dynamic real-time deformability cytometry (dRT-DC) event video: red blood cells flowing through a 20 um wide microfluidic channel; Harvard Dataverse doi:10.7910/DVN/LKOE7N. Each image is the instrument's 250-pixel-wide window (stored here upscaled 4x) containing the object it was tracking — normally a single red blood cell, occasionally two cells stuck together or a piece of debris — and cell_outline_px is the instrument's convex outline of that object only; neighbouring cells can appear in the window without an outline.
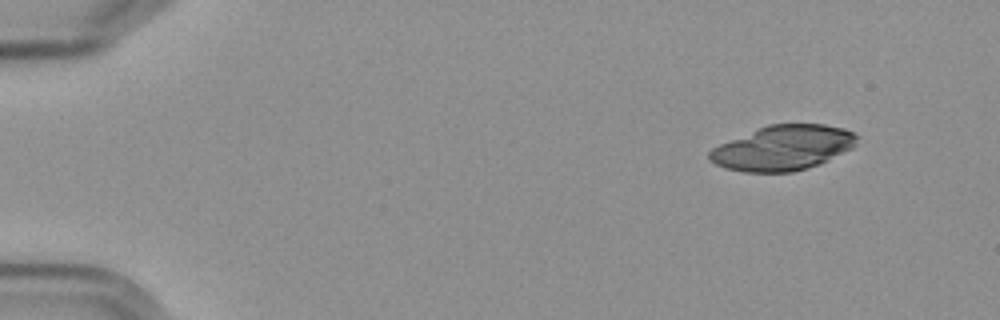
{"species": "Egyptian fruit bat (a non-hibernating species)", "species_latin": "Rousettus aegyptiacus", "temperature_condition": "cold", "stored_images_in_passage": 7, "camera_frame_rate_fps": 3000, "um_per_image_px": 0.085, "frame": {"image": 1, "passage_image": 2, "time_ms": 1.0, "image_size_px": [1000, 320], "cell_outline_px": [[860, 136], [856, 144], [852, 148], [808, 168], [792, 172], [744, 172], [724, 168], [708, 160], [708, 152], [712, 148], [720, 144], [768, 124], [824, 124], [844, 128]], "centroid_in_image_um": [66.54, 12.57], "position_along_channel_um": 18.5, "area_um2": 38.44}}
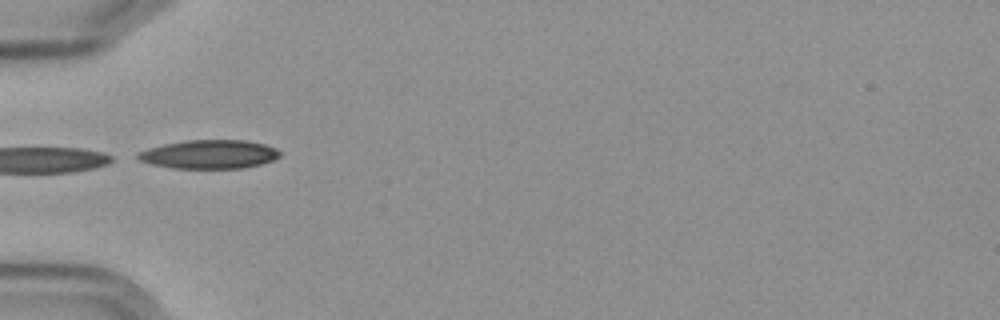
{"frame": {"image": 2, "passage_image": 6, "time_ms": 5.667, "image_size_px": [1000, 320], "cell_outline_px": [[280, 156], [272, 160], [260, 164], [244, 168], [172, 168], [152, 164], [140, 160], [136, 156], [136, 152], [148, 148], [164, 144], [184, 140], [244, 140], [264, 144], [276, 148], [280, 152]], "centroid_in_image_um": [17.77, 13.11], "position_along_channel_um": 67.2, "area_um2": 23.76}}
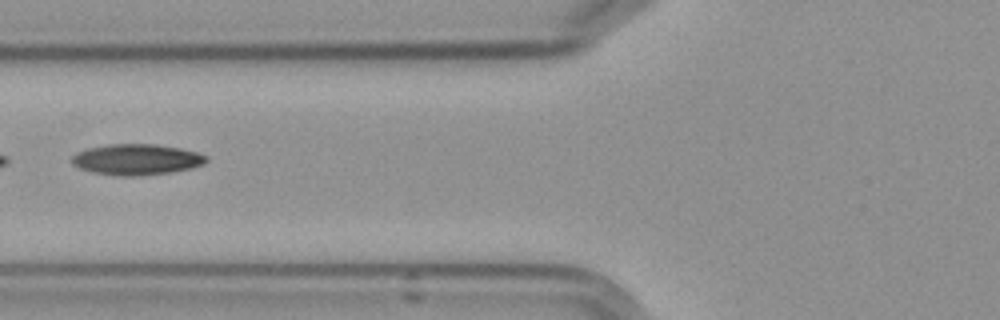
{"frame": {"image": 3, "passage_image": 7, "time_ms": 7.0, "image_size_px": [1000, 320], "cell_outline_px": [[208, 160], [204, 164], [188, 168], [168, 172], [132, 176], [124, 176], [96, 172], [80, 168], [72, 164], [72, 156], [76, 152], [88, 148], [108, 144], [156, 144], [180, 148], [196, 152], [208, 156]], "centroid_in_image_um": [11.6, 13.53], "position_along_channel_um": 114.2, "area_um2": 23.81}}